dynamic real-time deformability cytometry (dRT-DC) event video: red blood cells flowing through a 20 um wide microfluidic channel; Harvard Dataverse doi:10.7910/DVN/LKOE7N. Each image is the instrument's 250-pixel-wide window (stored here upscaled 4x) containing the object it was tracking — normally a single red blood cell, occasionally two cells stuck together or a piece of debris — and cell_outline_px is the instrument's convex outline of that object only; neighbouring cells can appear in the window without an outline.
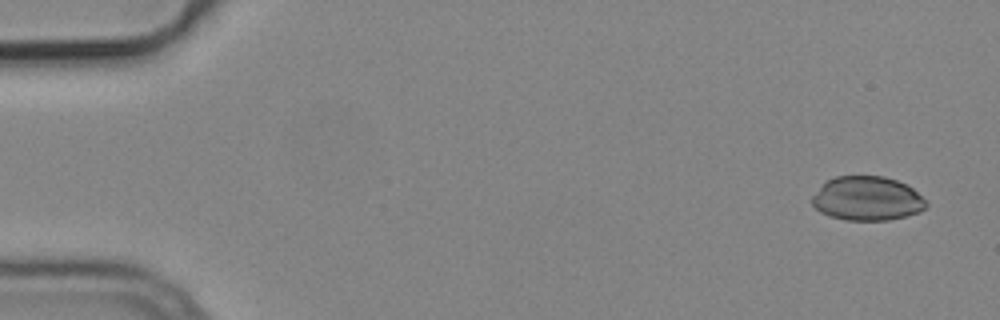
{"species": "common noctule bat (a hibernating species)", "species_latin": "Nyctalus noctula", "temperature_condition": "cold", "stored_images_in_passage": 3, "camera_frame_rate_fps": 3000, "um_per_image_px": 0.085, "animal": {"sex": "male", "body_mass_g": 19.2, "forearm_length_mm": 51.8}, "frame": {"image": 1, "passage_image": 1, "time_ms": 0.0, "image_size_px": [1000, 320], "cell_outline_px": [[928, 204], [920, 212], [888, 220], [848, 220], [828, 216], [820, 212], [812, 204], [812, 196], [828, 180], [836, 176], [884, 176], [896, 180], [912, 188]], "centroid_in_image_um": [73.69, 16.88], "position_along_channel_um": 11.3, "area_um2": 29.02}}